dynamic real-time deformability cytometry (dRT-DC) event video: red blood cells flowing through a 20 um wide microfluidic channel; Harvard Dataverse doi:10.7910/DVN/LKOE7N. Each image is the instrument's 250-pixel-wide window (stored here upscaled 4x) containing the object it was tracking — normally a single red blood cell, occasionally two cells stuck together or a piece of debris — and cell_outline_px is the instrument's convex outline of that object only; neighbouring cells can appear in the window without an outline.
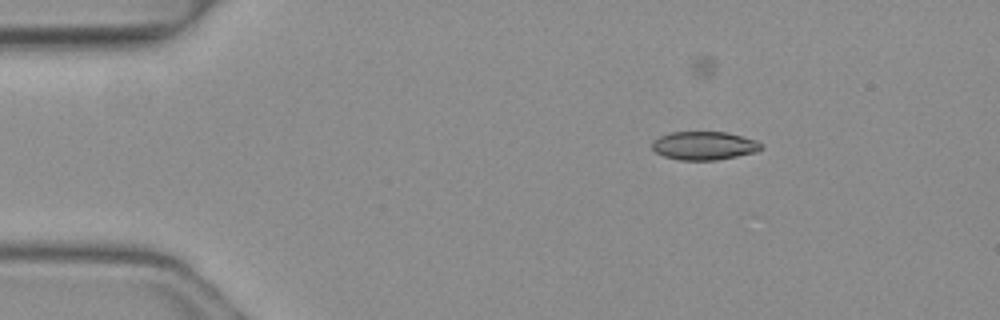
{"species": "common noctule bat (a hibernating species)", "species_latin": "Nyctalus noctula", "temperature_condition": "warm", "stored_images_in_passage": 5, "camera_frame_rate_fps": 3000, "um_per_image_px": 0.085, "animal": {"sex": "female", "body_mass_g": 19.3, "forearm_length_mm": 54.1}, "frame": {"image": 1, "passage_image": 2, "time_ms": 0.333, "image_size_px": [1000, 320], "cell_outline_px": [[764, 148], [756, 152], [716, 160], [680, 160], [664, 156], [656, 152], [652, 148], [652, 140], [660, 136], [672, 132], [728, 132], [756, 140]], "centroid_in_image_um": [59.85, 12.38], "position_along_channel_um": 25.2, "area_um2": 18.03}}
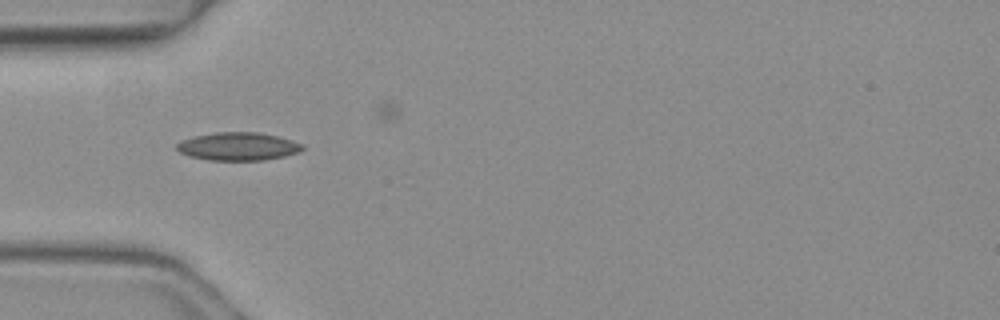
{"frame": {"image": 2, "passage_image": 4, "time_ms": 1.0, "image_size_px": [1000, 320], "cell_outline_px": [[304, 148], [296, 152], [284, 156], [264, 160], [208, 160], [188, 156], [180, 152], [176, 148], [176, 144], [180, 140], [196, 136], [216, 132], [256, 132], [276, 136], [292, 140], [304, 144]], "centroid_in_image_um": [20.21, 12.44], "position_along_channel_um": 64.8, "area_um2": 20.46}}
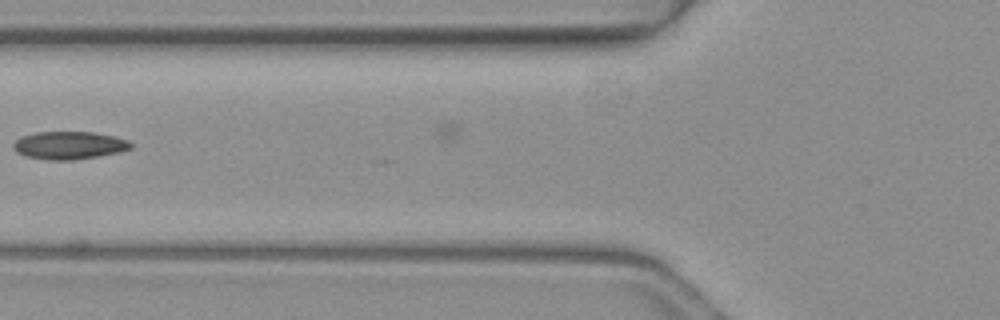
{"frame": {"image": 3, "passage_image": 5, "time_ms": 1.333, "image_size_px": [1000, 320], "cell_outline_px": [[132, 148], [120, 152], [72, 160], [48, 160], [24, 156], [16, 152], [12, 148], [12, 144], [20, 136], [36, 132], [92, 132], [116, 136], [128, 140], [132, 144]], "centroid_in_image_um": [5.85, 12.35], "position_along_channel_um": 120.0, "area_um2": 19.19}}